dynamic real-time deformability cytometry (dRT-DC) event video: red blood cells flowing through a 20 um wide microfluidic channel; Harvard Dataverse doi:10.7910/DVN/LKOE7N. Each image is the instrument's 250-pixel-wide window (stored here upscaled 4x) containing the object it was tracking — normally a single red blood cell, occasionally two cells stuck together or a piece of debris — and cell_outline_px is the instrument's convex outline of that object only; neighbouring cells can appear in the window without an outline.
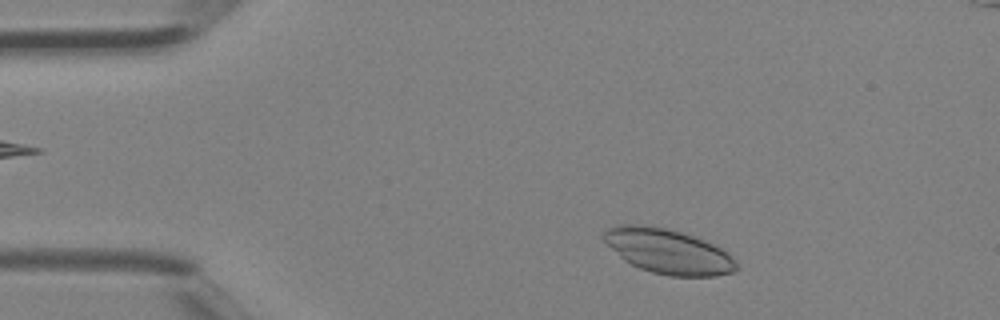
{"species": "Egyptian fruit bat (a non-hibernating species)", "species_latin": "Rousettus aegyptiacus", "temperature_condition": "room temperature", "stored_images_in_passage": 37, "camera_frame_rate_fps": 3000, "um_per_image_px": 0.085, "animal": {"sex": "female"}, "frame": {"image": 1, "passage_image": 3, "time_ms": 0.667, "image_size_px": [1000, 320], "cell_outline_px": [[740, 268], [736, 272], [716, 276], [668, 276], [652, 272], [640, 268], [624, 260], [604, 240], [604, 232], [608, 228], [620, 224], [640, 224], [664, 228], [680, 232], [704, 240], [728, 252]], "centroid_in_image_um": [56.83, 21.38], "position_along_channel_um": 28.2, "area_um2": 34.33}}
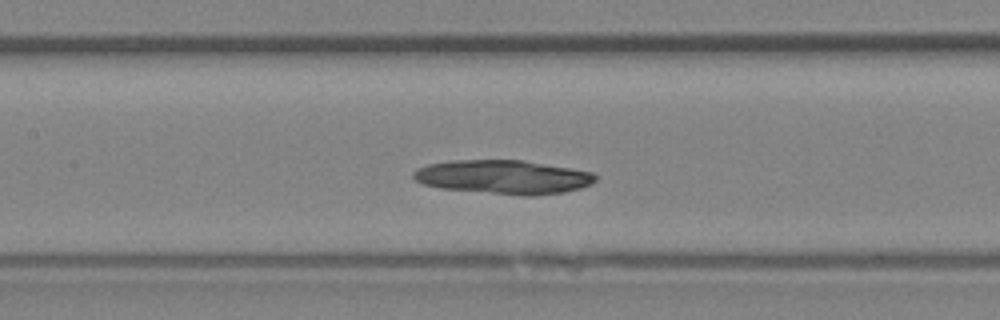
{"frame": {"image": 2, "passage_image": 15, "time_ms": 4.667, "image_size_px": [1000, 320], "cell_outline_px": [[596, 180], [592, 184], [580, 188], [564, 192], [532, 196], [524, 196], [440, 188], [424, 184], [416, 180], [412, 176], [412, 172], [416, 168], [428, 164], [452, 160], [524, 160], [572, 168], [592, 172], [596, 176]], "centroid_in_image_um": [42.79, 15.04], "position_along_channel_um": 164.6, "area_um2": 36.13}}
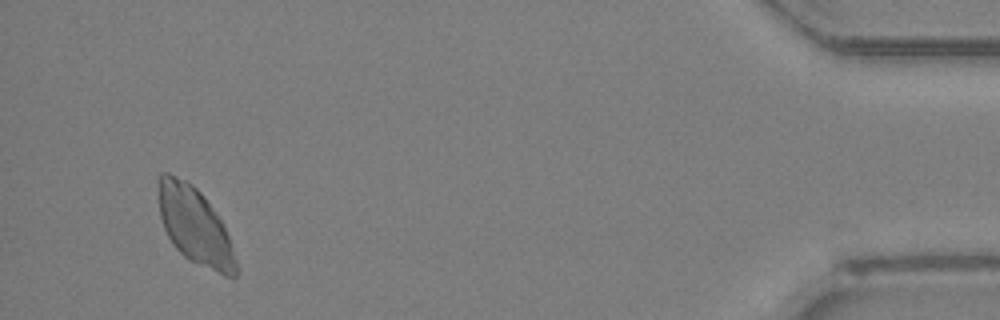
{"frame": {"image": 3, "passage_image": 35, "time_ms": 11.333, "image_size_px": [1000, 320], "cell_outline_px": [[236, 276], [224, 276], [188, 260], [172, 244], [164, 228], [160, 216], [156, 188], [156, 180], [160, 172], [168, 172], [192, 184], [204, 196], [224, 224], [236, 260]], "centroid_in_image_um": [16.51, 19.15], "position_along_channel_um": 418.7, "area_um2": 34.97}}